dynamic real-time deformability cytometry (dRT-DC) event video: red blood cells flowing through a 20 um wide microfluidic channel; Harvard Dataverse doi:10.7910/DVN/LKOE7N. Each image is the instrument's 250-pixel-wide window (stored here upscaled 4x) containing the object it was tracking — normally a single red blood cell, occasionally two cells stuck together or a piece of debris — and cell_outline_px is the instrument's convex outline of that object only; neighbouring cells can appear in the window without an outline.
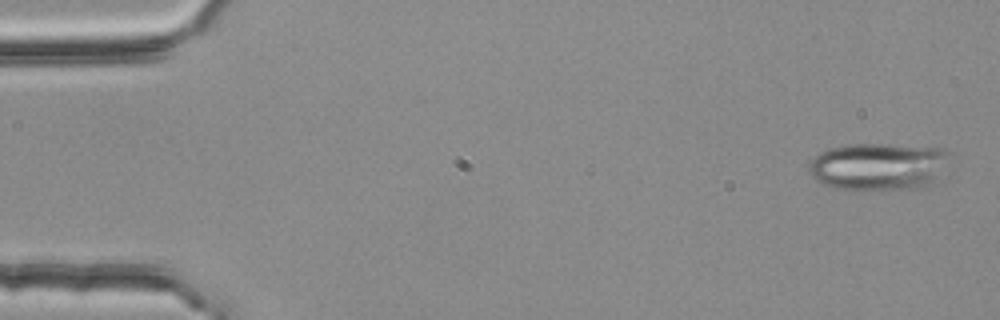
{"species": "common noctule bat (a hibernating species)", "species_latin": "Nyctalus noctula", "temperature_condition": "room temperature", "stored_images_in_passage": 4, "camera_frame_rate_fps": 3000, "um_per_image_px": 0.085, "animal": {"sex": "female", "body_mass_g": 25.1}, "frame": {"image": 1, "passage_image": 1, "time_ms": 0.0, "image_size_px": [1000, 320], "cell_outline_px": [[948, 152], [932, 180], [924, 188], [836, 188], [824, 184], [816, 180], [812, 176], [808, 168], [808, 164], [820, 152], [832, 148], [848, 144], [884, 144], [940, 148]], "centroid_in_image_um": [74.54, 14.12], "position_along_channel_um": 10.5, "area_um2": 37.34}}